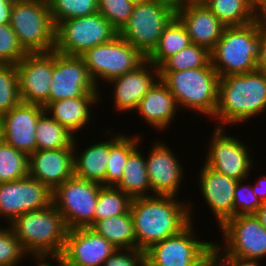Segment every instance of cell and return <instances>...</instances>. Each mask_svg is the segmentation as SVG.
<instances>
[{
    "instance_id": "cell-1",
    "label": "cell",
    "mask_w": 266,
    "mask_h": 266,
    "mask_svg": "<svg viewBox=\"0 0 266 266\" xmlns=\"http://www.w3.org/2000/svg\"><path fill=\"white\" fill-rule=\"evenodd\" d=\"M179 199L153 195L132 200L130 213L138 249L145 251L194 222L193 202Z\"/></svg>"
},
{
    "instance_id": "cell-2",
    "label": "cell",
    "mask_w": 266,
    "mask_h": 266,
    "mask_svg": "<svg viewBox=\"0 0 266 266\" xmlns=\"http://www.w3.org/2000/svg\"><path fill=\"white\" fill-rule=\"evenodd\" d=\"M266 111V76L259 70L219 79L215 127H232Z\"/></svg>"
},
{
    "instance_id": "cell-3",
    "label": "cell",
    "mask_w": 266,
    "mask_h": 266,
    "mask_svg": "<svg viewBox=\"0 0 266 266\" xmlns=\"http://www.w3.org/2000/svg\"><path fill=\"white\" fill-rule=\"evenodd\" d=\"M9 225L31 261L55 262L61 256L68 228L53 203L23 213Z\"/></svg>"
},
{
    "instance_id": "cell-4",
    "label": "cell",
    "mask_w": 266,
    "mask_h": 266,
    "mask_svg": "<svg viewBox=\"0 0 266 266\" xmlns=\"http://www.w3.org/2000/svg\"><path fill=\"white\" fill-rule=\"evenodd\" d=\"M263 26L258 17L249 24L224 29L222 37L210 51L211 64L219 77L257 69Z\"/></svg>"
},
{
    "instance_id": "cell-5",
    "label": "cell",
    "mask_w": 266,
    "mask_h": 266,
    "mask_svg": "<svg viewBox=\"0 0 266 266\" xmlns=\"http://www.w3.org/2000/svg\"><path fill=\"white\" fill-rule=\"evenodd\" d=\"M179 111L191 110L212 120L218 101L219 75L210 63L207 67L181 71H159Z\"/></svg>"
},
{
    "instance_id": "cell-6",
    "label": "cell",
    "mask_w": 266,
    "mask_h": 266,
    "mask_svg": "<svg viewBox=\"0 0 266 266\" xmlns=\"http://www.w3.org/2000/svg\"><path fill=\"white\" fill-rule=\"evenodd\" d=\"M9 24L26 52L55 50V26L47 0H14Z\"/></svg>"
},
{
    "instance_id": "cell-7",
    "label": "cell",
    "mask_w": 266,
    "mask_h": 266,
    "mask_svg": "<svg viewBox=\"0 0 266 266\" xmlns=\"http://www.w3.org/2000/svg\"><path fill=\"white\" fill-rule=\"evenodd\" d=\"M175 15L176 6L163 0L135 4L128 22L118 34L147 58Z\"/></svg>"
},
{
    "instance_id": "cell-8",
    "label": "cell",
    "mask_w": 266,
    "mask_h": 266,
    "mask_svg": "<svg viewBox=\"0 0 266 266\" xmlns=\"http://www.w3.org/2000/svg\"><path fill=\"white\" fill-rule=\"evenodd\" d=\"M80 57L99 89L100 81L107 87L110 80L133 71L146 60L119 34L107 43L86 50Z\"/></svg>"
},
{
    "instance_id": "cell-9",
    "label": "cell",
    "mask_w": 266,
    "mask_h": 266,
    "mask_svg": "<svg viewBox=\"0 0 266 266\" xmlns=\"http://www.w3.org/2000/svg\"><path fill=\"white\" fill-rule=\"evenodd\" d=\"M118 31L99 12L62 21L55 28V50L80 56L86 50L111 41Z\"/></svg>"
},
{
    "instance_id": "cell-10",
    "label": "cell",
    "mask_w": 266,
    "mask_h": 266,
    "mask_svg": "<svg viewBox=\"0 0 266 266\" xmlns=\"http://www.w3.org/2000/svg\"><path fill=\"white\" fill-rule=\"evenodd\" d=\"M101 184L71 177L52 192V203L68 228L92 227Z\"/></svg>"
},
{
    "instance_id": "cell-11",
    "label": "cell",
    "mask_w": 266,
    "mask_h": 266,
    "mask_svg": "<svg viewBox=\"0 0 266 266\" xmlns=\"http://www.w3.org/2000/svg\"><path fill=\"white\" fill-rule=\"evenodd\" d=\"M195 232L191 222L178 234L153 244L145 250V262L150 266H197L211 253L213 242L200 240Z\"/></svg>"
},
{
    "instance_id": "cell-12",
    "label": "cell",
    "mask_w": 266,
    "mask_h": 266,
    "mask_svg": "<svg viewBox=\"0 0 266 266\" xmlns=\"http://www.w3.org/2000/svg\"><path fill=\"white\" fill-rule=\"evenodd\" d=\"M225 127H214L208 140L204 164L216 172L236 180L250 179L254 165L252 150L242 138L226 133ZM240 139V140H239ZM250 151V152H249ZM251 154V155H250Z\"/></svg>"
},
{
    "instance_id": "cell-13",
    "label": "cell",
    "mask_w": 266,
    "mask_h": 266,
    "mask_svg": "<svg viewBox=\"0 0 266 266\" xmlns=\"http://www.w3.org/2000/svg\"><path fill=\"white\" fill-rule=\"evenodd\" d=\"M80 56H70L54 50V69L49 92V103L81 96H101Z\"/></svg>"
},
{
    "instance_id": "cell-14",
    "label": "cell",
    "mask_w": 266,
    "mask_h": 266,
    "mask_svg": "<svg viewBox=\"0 0 266 266\" xmlns=\"http://www.w3.org/2000/svg\"><path fill=\"white\" fill-rule=\"evenodd\" d=\"M219 229L224 241L216 243L228 254L262 261L266 259V228L255 215L231 217Z\"/></svg>"
},
{
    "instance_id": "cell-15",
    "label": "cell",
    "mask_w": 266,
    "mask_h": 266,
    "mask_svg": "<svg viewBox=\"0 0 266 266\" xmlns=\"http://www.w3.org/2000/svg\"><path fill=\"white\" fill-rule=\"evenodd\" d=\"M52 204V191L29 175L12 182L0 183V218L6 224L23 213Z\"/></svg>"
},
{
    "instance_id": "cell-16",
    "label": "cell",
    "mask_w": 266,
    "mask_h": 266,
    "mask_svg": "<svg viewBox=\"0 0 266 266\" xmlns=\"http://www.w3.org/2000/svg\"><path fill=\"white\" fill-rule=\"evenodd\" d=\"M21 101L45 107L54 69V50L27 52L16 64Z\"/></svg>"
},
{
    "instance_id": "cell-17",
    "label": "cell",
    "mask_w": 266,
    "mask_h": 266,
    "mask_svg": "<svg viewBox=\"0 0 266 266\" xmlns=\"http://www.w3.org/2000/svg\"><path fill=\"white\" fill-rule=\"evenodd\" d=\"M162 140L153 141L145 157L151 195L178 197L184 181V166L179 156ZM176 155V156H175ZM184 171V172H183ZM178 195V196H177Z\"/></svg>"
},
{
    "instance_id": "cell-18",
    "label": "cell",
    "mask_w": 266,
    "mask_h": 266,
    "mask_svg": "<svg viewBox=\"0 0 266 266\" xmlns=\"http://www.w3.org/2000/svg\"><path fill=\"white\" fill-rule=\"evenodd\" d=\"M115 248L91 227L70 229L67 232L59 266H102Z\"/></svg>"
},
{
    "instance_id": "cell-19",
    "label": "cell",
    "mask_w": 266,
    "mask_h": 266,
    "mask_svg": "<svg viewBox=\"0 0 266 266\" xmlns=\"http://www.w3.org/2000/svg\"><path fill=\"white\" fill-rule=\"evenodd\" d=\"M43 106L21 102L0 116L1 139L28 156L36 151V127Z\"/></svg>"
},
{
    "instance_id": "cell-20",
    "label": "cell",
    "mask_w": 266,
    "mask_h": 266,
    "mask_svg": "<svg viewBox=\"0 0 266 266\" xmlns=\"http://www.w3.org/2000/svg\"><path fill=\"white\" fill-rule=\"evenodd\" d=\"M160 79L159 68L147 59L133 71L116 77L108 82L113 88L114 109L125 114L134 112L143 96Z\"/></svg>"
},
{
    "instance_id": "cell-21",
    "label": "cell",
    "mask_w": 266,
    "mask_h": 266,
    "mask_svg": "<svg viewBox=\"0 0 266 266\" xmlns=\"http://www.w3.org/2000/svg\"><path fill=\"white\" fill-rule=\"evenodd\" d=\"M199 170L198 190L201 199L211 209L218 228L229 218L233 217L234 190L238 180L216 172L204 163Z\"/></svg>"
},
{
    "instance_id": "cell-22",
    "label": "cell",
    "mask_w": 266,
    "mask_h": 266,
    "mask_svg": "<svg viewBox=\"0 0 266 266\" xmlns=\"http://www.w3.org/2000/svg\"><path fill=\"white\" fill-rule=\"evenodd\" d=\"M176 16L185 26L192 44L211 51L222 37L224 25L203 2L179 3Z\"/></svg>"
},
{
    "instance_id": "cell-23",
    "label": "cell",
    "mask_w": 266,
    "mask_h": 266,
    "mask_svg": "<svg viewBox=\"0 0 266 266\" xmlns=\"http://www.w3.org/2000/svg\"><path fill=\"white\" fill-rule=\"evenodd\" d=\"M73 148L36 150L29 155L28 175L52 192L74 176Z\"/></svg>"
},
{
    "instance_id": "cell-24",
    "label": "cell",
    "mask_w": 266,
    "mask_h": 266,
    "mask_svg": "<svg viewBox=\"0 0 266 266\" xmlns=\"http://www.w3.org/2000/svg\"><path fill=\"white\" fill-rule=\"evenodd\" d=\"M178 110V105L168 86L159 79L143 96L134 111L139 118H142L143 123L163 132L169 130L167 128L175 121Z\"/></svg>"
},
{
    "instance_id": "cell-25",
    "label": "cell",
    "mask_w": 266,
    "mask_h": 266,
    "mask_svg": "<svg viewBox=\"0 0 266 266\" xmlns=\"http://www.w3.org/2000/svg\"><path fill=\"white\" fill-rule=\"evenodd\" d=\"M102 98H104L102 95L69 98L50 102L44 109L50 117L77 137L78 131L80 132L84 128L87 129L86 126L90 122L92 123V108L102 101Z\"/></svg>"
},
{
    "instance_id": "cell-26",
    "label": "cell",
    "mask_w": 266,
    "mask_h": 266,
    "mask_svg": "<svg viewBox=\"0 0 266 266\" xmlns=\"http://www.w3.org/2000/svg\"><path fill=\"white\" fill-rule=\"evenodd\" d=\"M75 140L73 142L74 176L105 186V175L109 160V138L106 141L94 142L89 146L87 144L82 152L77 147L78 143ZM78 149L79 151H77Z\"/></svg>"
},
{
    "instance_id": "cell-27",
    "label": "cell",
    "mask_w": 266,
    "mask_h": 266,
    "mask_svg": "<svg viewBox=\"0 0 266 266\" xmlns=\"http://www.w3.org/2000/svg\"><path fill=\"white\" fill-rule=\"evenodd\" d=\"M113 128L106 129L109 138V160L105 175V186L116 187L123 175L129 154L142 142L143 137L137 135H127L113 131ZM115 131V132H114ZM113 133V134H112Z\"/></svg>"
},
{
    "instance_id": "cell-28",
    "label": "cell",
    "mask_w": 266,
    "mask_h": 266,
    "mask_svg": "<svg viewBox=\"0 0 266 266\" xmlns=\"http://www.w3.org/2000/svg\"><path fill=\"white\" fill-rule=\"evenodd\" d=\"M138 145L128 156L124 172L116 186L132 199L151 196L146 159ZM149 193V194H148Z\"/></svg>"
},
{
    "instance_id": "cell-29",
    "label": "cell",
    "mask_w": 266,
    "mask_h": 266,
    "mask_svg": "<svg viewBox=\"0 0 266 266\" xmlns=\"http://www.w3.org/2000/svg\"><path fill=\"white\" fill-rule=\"evenodd\" d=\"M91 228L117 249L137 248L130 210L125 214L101 219Z\"/></svg>"
},
{
    "instance_id": "cell-30",
    "label": "cell",
    "mask_w": 266,
    "mask_h": 266,
    "mask_svg": "<svg viewBox=\"0 0 266 266\" xmlns=\"http://www.w3.org/2000/svg\"><path fill=\"white\" fill-rule=\"evenodd\" d=\"M190 44L191 39L185 26L175 15L165 26L156 48L146 59L159 67L167 58Z\"/></svg>"
},
{
    "instance_id": "cell-31",
    "label": "cell",
    "mask_w": 266,
    "mask_h": 266,
    "mask_svg": "<svg viewBox=\"0 0 266 266\" xmlns=\"http://www.w3.org/2000/svg\"><path fill=\"white\" fill-rule=\"evenodd\" d=\"M203 3L226 26L246 25L259 17L248 0H204Z\"/></svg>"
},
{
    "instance_id": "cell-32",
    "label": "cell",
    "mask_w": 266,
    "mask_h": 266,
    "mask_svg": "<svg viewBox=\"0 0 266 266\" xmlns=\"http://www.w3.org/2000/svg\"><path fill=\"white\" fill-rule=\"evenodd\" d=\"M76 137L46 112L37 121L36 150L73 148Z\"/></svg>"
},
{
    "instance_id": "cell-33",
    "label": "cell",
    "mask_w": 266,
    "mask_h": 266,
    "mask_svg": "<svg viewBox=\"0 0 266 266\" xmlns=\"http://www.w3.org/2000/svg\"><path fill=\"white\" fill-rule=\"evenodd\" d=\"M132 200L117 187L101 186L94 213V224L101 219L125 214L130 210Z\"/></svg>"
},
{
    "instance_id": "cell-34",
    "label": "cell",
    "mask_w": 266,
    "mask_h": 266,
    "mask_svg": "<svg viewBox=\"0 0 266 266\" xmlns=\"http://www.w3.org/2000/svg\"><path fill=\"white\" fill-rule=\"evenodd\" d=\"M29 156L0 139V183L28 176Z\"/></svg>"
},
{
    "instance_id": "cell-35",
    "label": "cell",
    "mask_w": 266,
    "mask_h": 266,
    "mask_svg": "<svg viewBox=\"0 0 266 266\" xmlns=\"http://www.w3.org/2000/svg\"><path fill=\"white\" fill-rule=\"evenodd\" d=\"M211 63L210 51L200 45L190 44L178 53L167 58L159 71H181L207 67Z\"/></svg>"
},
{
    "instance_id": "cell-36",
    "label": "cell",
    "mask_w": 266,
    "mask_h": 266,
    "mask_svg": "<svg viewBox=\"0 0 266 266\" xmlns=\"http://www.w3.org/2000/svg\"><path fill=\"white\" fill-rule=\"evenodd\" d=\"M55 28L64 20L98 12L97 0H47Z\"/></svg>"
},
{
    "instance_id": "cell-37",
    "label": "cell",
    "mask_w": 266,
    "mask_h": 266,
    "mask_svg": "<svg viewBox=\"0 0 266 266\" xmlns=\"http://www.w3.org/2000/svg\"><path fill=\"white\" fill-rule=\"evenodd\" d=\"M21 102L16 65L0 64V116Z\"/></svg>"
},
{
    "instance_id": "cell-38",
    "label": "cell",
    "mask_w": 266,
    "mask_h": 266,
    "mask_svg": "<svg viewBox=\"0 0 266 266\" xmlns=\"http://www.w3.org/2000/svg\"><path fill=\"white\" fill-rule=\"evenodd\" d=\"M1 226V224H0ZM30 256L23 249L10 225L0 227V266H18ZM24 259V260H23Z\"/></svg>"
},
{
    "instance_id": "cell-39",
    "label": "cell",
    "mask_w": 266,
    "mask_h": 266,
    "mask_svg": "<svg viewBox=\"0 0 266 266\" xmlns=\"http://www.w3.org/2000/svg\"><path fill=\"white\" fill-rule=\"evenodd\" d=\"M98 12L119 32L128 22L134 8L129 0H97Z\"/></svg>"
},
{
    "instance_id": "cell-40",
    "label": "cell",
    "mask_w": 266,
    "mask_h": 266,
    "mask_svg": "<svg viewBox=\"0 0 266 266\" xmlns=\"http://www.w3.org/2000/svg\"><path fill=\"white\" fill-rule=\"evenodd\" d=\"M248 178L238 180L234 190L233 217L241 215H255L258 208L263 204L254 194L251 182Z\"/></svg>"
},
{
    "instance_id": "cell-41",
    "label": "cell",
    "mask_w": 266,
    "mask_h": 266,
    "mask_svg": "<svg viewBox=\"0 0 266 266\" xmlns=\"http://www.w3.org/2000/svg\"><path fill=\"white\" fill-rule=\"evenodd\" d=\"M26 54L10 24L0 25V64L16 65Z\"/></svg>"
},
{
    "instance_id": "cell-42",
    "label": "cell",
    "mask_w": 266,
    "mask_h": 266,
    "mask_svg": "<svg viewBox=\"0 0 266 266\" xmlns=\"http://www.w3.org/2000/svg\"><path fill=\"white\" fill-rule=\"evenodd\" d=\"M144 263L145 251L138 248L117 249L102 266H143Z\"/></svg>"
},
{
    "instance_id": "cell-43",
    "label": "cell",
    "mask_w": 266,
    "mask_h": 266,
    "mask_svg": "<svg viewBox=\"0 0 266 266\" xmlns=\"http://www.w3.org/2000/svg\"><path fill=\"white\" fill-rule=\"evenodd\" d=\"M211 252L219 259L221 266H261V260L228 254L214 241Z\"/></svg>"
},
{
    "instance_id": "cell-44",
    "label": "cell",
    "mask_w": 266,
    "mask_h": 266,
    "mask_svg": "<svg viewBox=\"0 0 266 266\" xmlns=\"http://www.w3.org/2000/svg\"><path fill=\"white\" fill-rule=\"evenodd\" d=\"M257 70L266 76V26L261 28V49L257 60Z\"/></svg>"
},
{
    "instance_id": "cell-45",
    "label": "cell",
    "mask_w": 266,
    "mask_h": 266,
    "mask_svg": "<svg viewBox=\"0 0 266 266\" xmlns=\"http://www.w3.org/2000/svg\"><path fill=\"white\" fill-rule=\"evenodd\" d=\"M254 194L260 199L262 203H266V175H260L256 183L251 184Z\"/></svg>"
},
{
    "instance_id": "cell-46",
    "label": "cell",
    "mask_w": 266,
    "mask_h": 266,
    "mask_svg": "<svg viewBox=\"0 0 266 266\" xmlns=\"http://www.w3.org/2000/svg\"><path fill=\"white\" fill-rule=\"evenodd\" d=\"M13 2L14 0H0V25L10 23Z\"/></svg>"
},
{
    "instance_id": "cell-47",
    "label": "cell",
    "mask_w": 266,
    "mask_h": 266,
    "mask_svg": "<svg viewBox=\"0 0 266 266\" xmlns=\"http://www.w3.org/2000/svg\"><path fill=\"white\" fill-rule=\"evenodd\" d=\"M197 266H221L219 259L211 252Z\"/></svg>"
},
{
    "instance_id": "cell-48",
    "label": "cell",
    "mask_w": 266,
    "mask_h": 266,
    "mask_svg": "<svg viewBox=\"0 0 266 266\" xmlns=\"http://www.w3.org/2000/svg\"><path fill=\"white\" fill-rule=\"evenodd\" d=\"M260 223L266 228V203H263L255 213Z\"/></svg>"
},
{
    "instance_id": "cell-49",
    "label": "cell",
    "mask_w": 266,
    "mask_h": 266,
    "mask_svg": "<svg viewBox=\"0 0 266 266\" xmlns=\"http://www.w3.org/2000/svg\"><path fill=\"white\" fill-rule=\"evenodd\" d=\"M259 12L262 7L266 4V0H248Z\"/></svg>"
},
{
    "instance_id": "cell-50",
    "label": "cell",
    "mask_w": 266,
    "mask_h": 266,
    "mask_svg": "<svg viewBox=\"0 0 266 266\" xmlns=\"http://www.w3.org/2000/svg\"><path fill=\"white\" fill-rule=\"evenodd\" d=\"M259 19L264 24V26H266V4L259 11Z\"/></svg>"
},
{
    "instance_id": "cell-51",
    "label": "cell",
    "mask_w": 266,
    "mask_h": 266,
    "mask_svg": "<svg viewBox=\"0 0 266 266\" xmlns=\"http://www.w3.org/2000/svg\"><path fill=\"white\" fill-rule=\"evenodd\" d=\"M51 261L48 262H36V266H59L57 263L53 264L54 262L50 263ZM52 264V265H51Z\"/></svg>"
},
{
    "instance_id": "cell-52",
    "label": "cell",
    "mask_w": 266,
    "mask_h": 266,
    "mask_svg": "<svg viewBox=\"0 0 266 266\" xmlns=\"http://www.w3.org/2000/svg\"><path fill=\"white\" fill-rule=\"evenodd\" d=\"M129 1H131L134 4H139V3H146V2H149L151 0H129Z\"/></svg>"
},
{
    "instance_id": "cell-53",
    "label": "cell",
    "mask_w": 266,
    "mask_h": 266,
    "mask_svg": "<svg viewBox=\"0 0 266 266\" xmlns=\"http://www.w3.org/2000/svg\"><path fill=\"white\" fill-rule=\"evenodd\" d=\"M204 0H179V3H187V2H203Z\"/></svg>"
},
{
    "instance_id": "cell-54",
    "label": "cell",
    "mask_w": 266,
    "mask_h": 266,
    "mask_svg": "<svg viewBox=\"0 0 266 266\" xmlns=\"http://www.w3.org/2000/svg\"><path fill=\"white\" fill-rule=\"evenodd\" d=\"M163 1L169 2L170 4H173L175 6L179 4V0H163Z\"/></svg>"
}]
</instances>
